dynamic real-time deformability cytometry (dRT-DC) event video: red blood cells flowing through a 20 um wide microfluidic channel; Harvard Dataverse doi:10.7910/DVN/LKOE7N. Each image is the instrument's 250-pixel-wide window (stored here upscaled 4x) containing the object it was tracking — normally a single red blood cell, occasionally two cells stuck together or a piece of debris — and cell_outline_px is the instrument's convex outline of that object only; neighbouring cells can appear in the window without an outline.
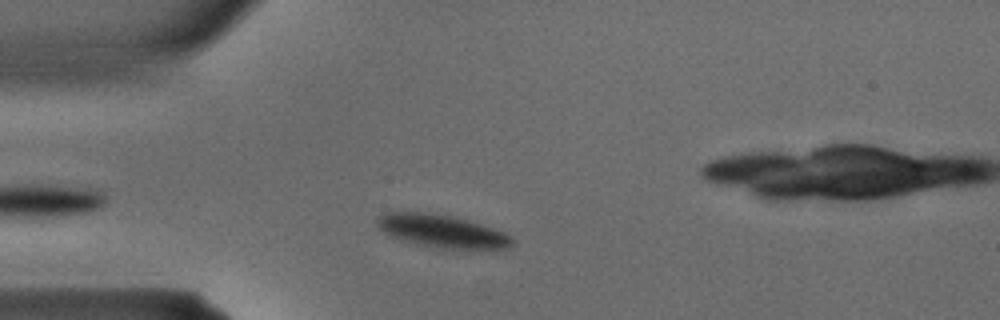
{"species": "common noctule bat (a hibernating species)", "species_latin": "Nyctalus noctula", "temperature_condition": "warm", "stored_images_in_passage": 25, "camera_frame_rate_fps": 3000, "um_per_image_px": 0.085, "animal": {"sex": "male", "body_mass_g": 15.6}, "frame": {"image": 1, "passage_image": 5, "time_ms": 1.333, "image_size_px": [1000, 320], "cell_outline_px": [[516, 244], [508, 248], [428, 248], [400, 240], [388, 236], [376, 224], [376, 220], [380, 216], [388, 212], [424, 212], [452, 216], [468, 220], [504, 232], [512, 236], [516, 240]], "centroid_in_image_um": [37.56, 19.66], "position_along_channel_um": 47.4, "area_um2": 26.01}}
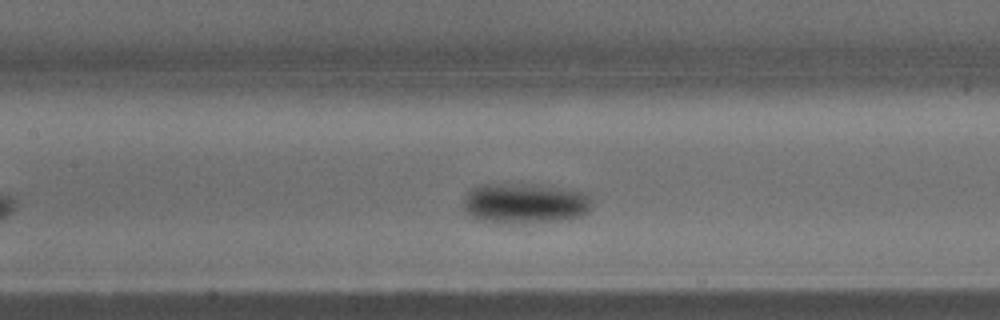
{"frame": {"image": 2, "passage_image": 12, "time_ms": 3.667, "image_size_px": [1000, 320], "cell_outline_px": [[592, 208], [588, 212], [580, 216], [568, 220], [528, 224], [504, 224], [480, 220], [468, 216], [464, 212], [464, 200], [468, 192], [472, 188], [480, 184], [536, 184], [584, 192], [592, 200]], "centroid_in_image_um": [44.62, 17.31], "position_along_channel_um": 162.8, "area_um2": 31.04}}
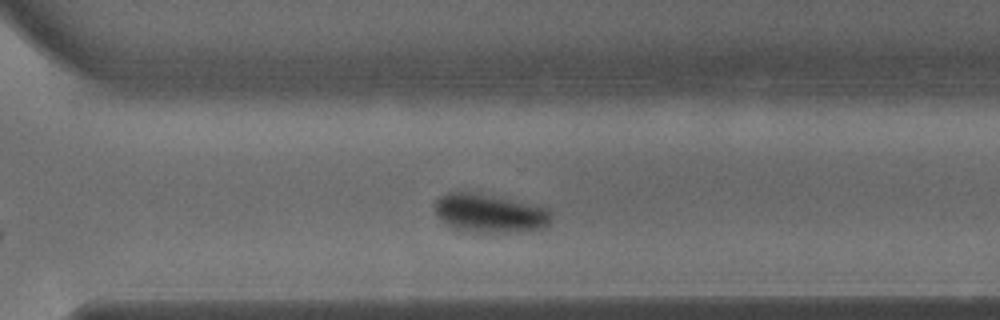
{"frame": {"image": 3, "passage_image": 21, "time_ms": 6.667, "image_size_px": [1000, 320], "cell_outline_px": [[552, 216], [548, 224], [524, 232], [468, 232], [452, 228], [436, 216], [436, 200], [440, 196], [448, 192], [468, 192], [548, 208]], "centroid_in_image_um": [41.57, 18.16], "position_along_channel_um": 329.0, "area_um2": 25.61}}